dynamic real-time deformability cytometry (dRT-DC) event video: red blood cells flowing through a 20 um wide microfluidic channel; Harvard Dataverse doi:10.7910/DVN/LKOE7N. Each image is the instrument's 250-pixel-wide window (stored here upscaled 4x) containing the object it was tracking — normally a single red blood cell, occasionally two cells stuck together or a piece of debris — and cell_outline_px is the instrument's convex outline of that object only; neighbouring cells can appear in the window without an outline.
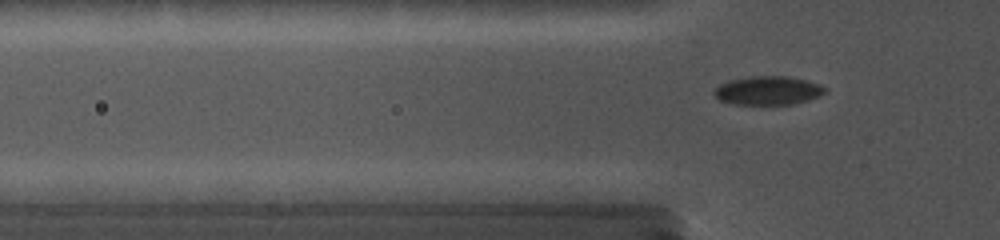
{"species": "common noctule bat (a hibernating species)", "species_latin": "Nyctalus noctula", "temperature_condition": "cold", "stored_images_in_passage": 57, "camera_frame_rate_fps": 5000, "um_per_image_px": 0.085, "animal": {"sex": "female", "body_mass_g": 19.0, "forearm_length_mm": 56.7}, "frame": {"image": 1, "passage_image": 16, "time_ms": 5.2, "image_size_px": [1000, 240], "cell_outline_px": [[828, 92], [820, 96], [808, 100], [792, 104], [732, 104], [720, 100], [712, 92], [720, 84], [728, 80], [748, 76], [788, 76], [820, 84], [828, 88]], "centroid_in_image_um": [65.3, 7.69], "position_along_channel_um": 60.5, "area_um2": 18.67}}
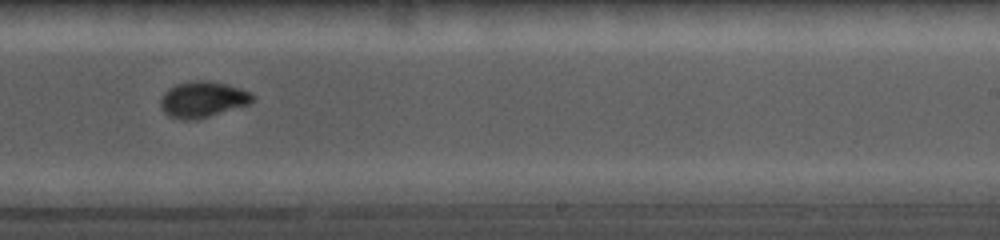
{"frame": {"image": 2, "passage_image": 37, "time_ms": 10.8, "image_size_px": [1000, 240], "cell_outline_px": [[256, 100], [248, 104], [196, 120], [180, 120], [168, 116], [160, 108], [160, 100], [164, 92], [168, 88], [176, 84], [192, 80], [208, 80], [240, 88], [252, 92], [256, 96]], "centroid_in_image_um": [17.22, 8.45], "position_along_channel_um": 271.8, "area_um2": 19.54}}
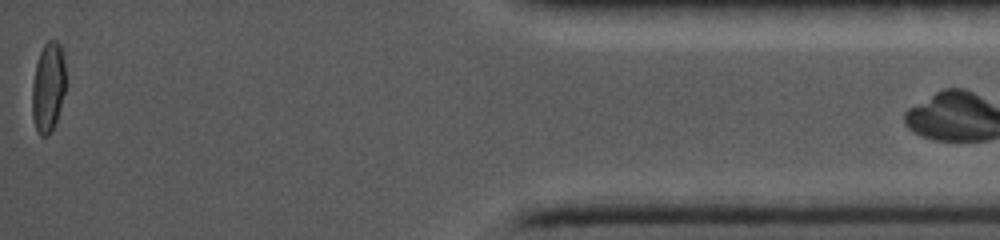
{"frame": {"image": 3, "passage_image": 56, "time_ms": 16.4, "image_size_px": [1000, 240], "cell_outline_px": [[64, 92], [60, 108], [52, 132], [48, 136], [40, 136], [36, 132], [32, 116], [32, 84], [36, 64], [40, 52], [44, 44], [48, 40], [56, 40], [60, 44], [64, 52]], "centroid_in_image_um": [4.08, 7.43], "position_along_channel_um": 431.1, "area_um2": 17.69}}